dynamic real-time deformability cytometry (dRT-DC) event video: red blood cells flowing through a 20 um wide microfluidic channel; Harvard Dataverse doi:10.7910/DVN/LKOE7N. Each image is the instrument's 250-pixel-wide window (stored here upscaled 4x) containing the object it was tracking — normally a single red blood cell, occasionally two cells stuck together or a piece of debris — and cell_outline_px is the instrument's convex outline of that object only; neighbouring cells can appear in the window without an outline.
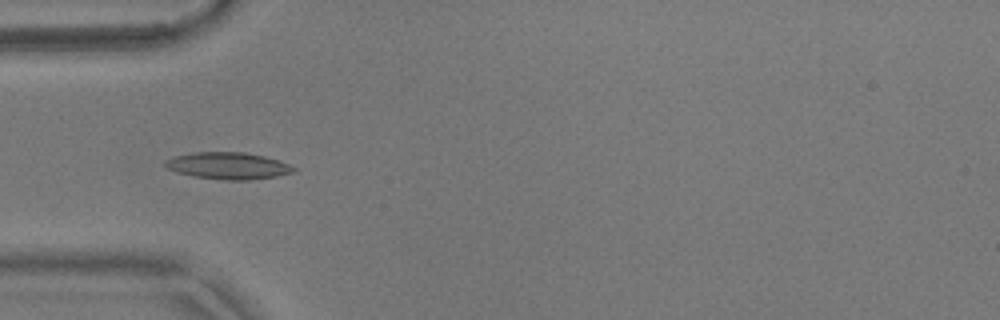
{"species": "common noctule bat (a hibernating species)", "species_latin": "Nyctalus noctula", "temperature_condition": "warm", "stored_images_in_passage": 38, "camera_frame_rate_fps": 3000, "um_per_image_px": 0.085, "animal": {"sex": "male", "body_mass_g": 17.9}, "frame": {"image": 1, "passage_image": 1, "time_ms": 0.0, "image_size_px": [1000, 320], "cell_outline_px": [[296, 172], [276, 176], [248, 180], [228, 180], [196, 176], [176, 172], [168, 168], [164, 164], [164, 160], [176, 156], [196, 152], [244, 152], [264, 156], [288, 164], [296, 168]], "centroid_in_image_um": [19.4, 14.09], "position_along_channel_um": 65.6, "area_um2": 19.83}}
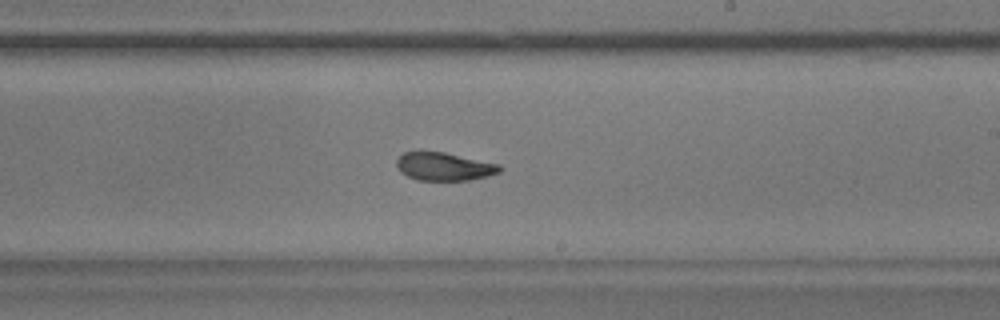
{"frame": {"image": 2, "passage_image": 16, "time_ms": 5.0, "image_size_px": [1000, 320], "cell_outline_px": [[500, 172], [488, 176], [468, 180], [416, 180], [400, 172], [396, 164], [396, 160], [404, 152], [444, 152], [500, 164]], "centroid_in_image_um": [37.74, 14.16], "position_along_channel_um": 251.3, "area_um2": 16.76}}
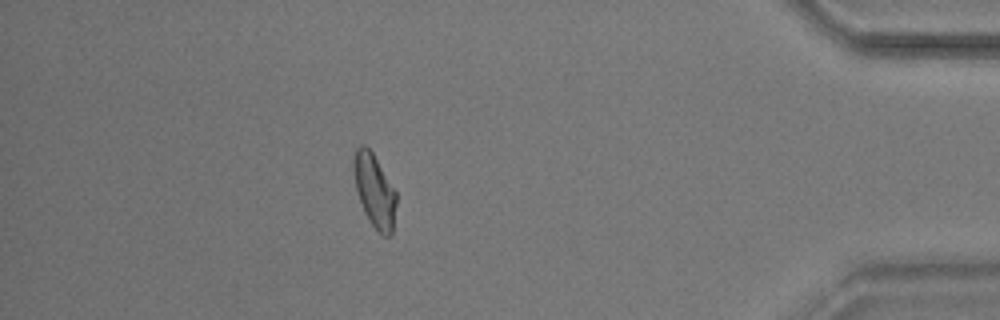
{"frame": {"image": 3, "passage_image": 32, "time_ms": 10.333, "image_size_px": [1000, 320], "cell_outline_px": [[396, 204], [392, 232], [388, 236], [384, 236], [372, 224], [364, 212], [356, 188], [352, 168], [352, 160], [356, 148], [360, 144], [364, 144], [372, 152], [396, 192]], "centroid_in_image_um": [31.81, 16.16], "position_along_channel_um": 403.4, "area_um2": 17.92}, "authors_computed_cell_mechanics": {"area_um2": 17.34, "velocity_mm_per_s": 3.7101, "shape_relaxation_time_tau1_ms": 10.9916, "shape_relaxation_time_tau2_ms": 3.7569, "deformation_change_tau1": 0.2651, "deformation_change_tau2": 0.1007}}